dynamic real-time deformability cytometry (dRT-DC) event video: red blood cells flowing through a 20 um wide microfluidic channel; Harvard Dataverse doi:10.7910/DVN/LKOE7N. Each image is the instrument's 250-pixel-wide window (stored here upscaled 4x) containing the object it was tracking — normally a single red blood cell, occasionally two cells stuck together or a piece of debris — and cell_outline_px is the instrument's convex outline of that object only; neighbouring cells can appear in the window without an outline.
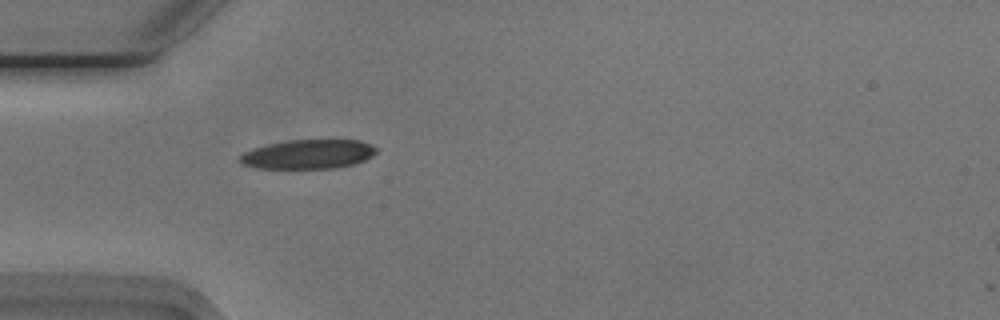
{"species": "Egyptian fruit bat (a non-hibernating species)", "species_latin": "Rousettus aegyptiacus", "temperature_condition": "cold", "stored_images_in_passage": 35, "camera_frame_rate_fps": 3000, "um_per_image_px": 0.085, "animal": {"sex": "male"}, "frame": {"image": 1, "passage_image": 1, "time_ms": 0.0, "image_size_px": [1000, 320], "cell_outline_px": [[376, 152], [372, 156], [364, 160], [352, 164], [332, 168], [260, 168], [244, 164], [240, 160], [240, 156], [244, 152], [268, 144], [288, 140], [360, 140], [372, 144], [376, 148]], "centroid_in_image_um": [26.24, 13.1], "position_along_channel_um": 58.8, "area_um2": 22.89}}
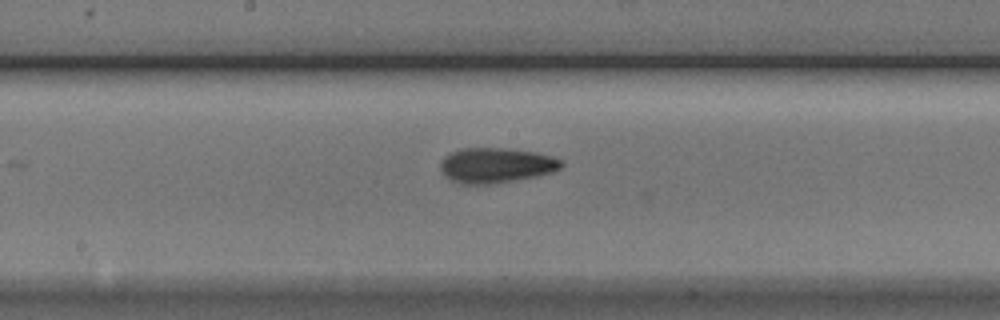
{"frame": {"image": 2, "passage_image": 13, "time_ms": 4.0, "image_size_px": [1000, 320], "cell_outline_px": [[564, 164], [560, 168], [552, 172], [536, 176], [496, 184], [460, 184], [444, 176], [440, 168], [440, 164], [452, 152], [464, 148], [504, 148], [536, 152], [552, 156], [564, 160]], "centroid_in_image_um": [42.21, 14.06], "position_along_channel_um": 206.0, "area_um2": 24.74}}
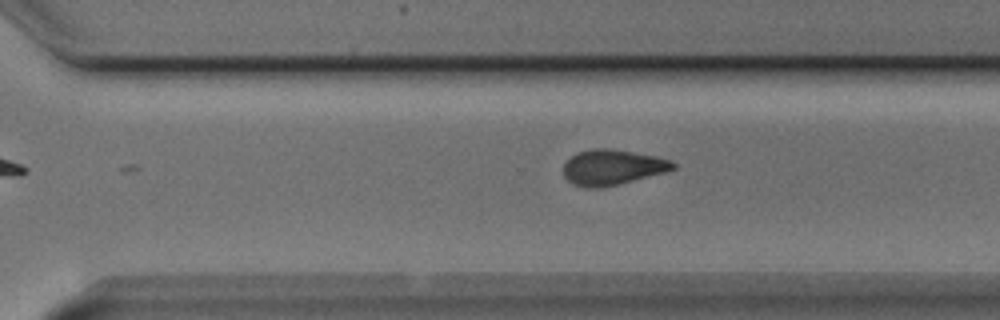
{"frame": {"image": 3, "passage_image": 22, "time_ms": 7.0, "image_size_px": [1000, 320], "cell_outline_px": [[676, 168], [664, 172], [600, 188], [588, 188], [572, 184], [564, 176], [564, 160], [576, 152], [592, 148], [608, 148], [656, 156], [668, 160], [676, 164]], "centroid_in_image_um": [51.98, 14.2], "position_along_channel_um": 318.6, "area_um2": 22.43}, "authors_computed_cell_mechanics": {"area_um2": 22.6576, "velocity_mm_per_s": 3.765, "shape_relaxation_time_tau1_ms": 3.5552, "shape_relaxation_time_tau2_ms": 2.9029, "deformation_change_tau1": 0.1406, "deformation_change_tau2": 0.1002}}